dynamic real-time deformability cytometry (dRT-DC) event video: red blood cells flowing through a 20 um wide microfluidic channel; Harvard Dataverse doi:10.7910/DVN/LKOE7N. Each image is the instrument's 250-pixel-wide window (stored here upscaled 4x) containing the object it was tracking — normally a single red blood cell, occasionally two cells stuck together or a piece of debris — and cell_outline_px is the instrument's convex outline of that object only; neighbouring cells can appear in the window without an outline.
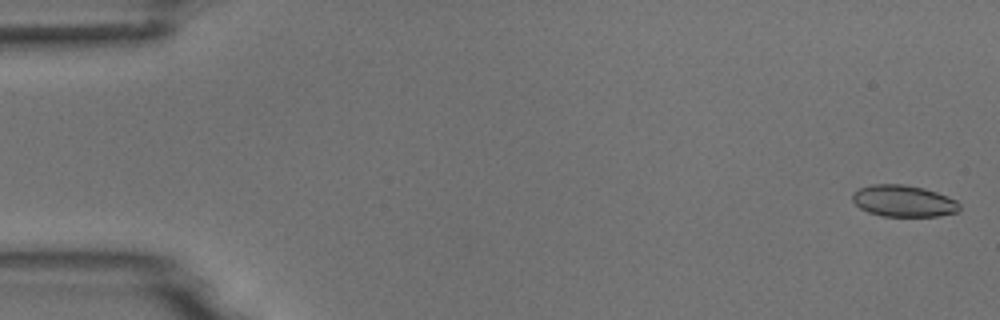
{"species": "common noctule bat (a hibernating species)", "species_latin": "Nyctalus noctula", "temperature_condition": "room temperature", "stored_images_in_passage": 5, "camera_frame_rate_fps": 3000, "um_per_image_px": 0.085, "animal": {"sex": "male", "body_mass_g": 18.8}, "frame": {"image": 1, "passage_image": 1, "time_ms": 0.0, "image_size_px": [1000, 320], "cell_outline_px": [[960, 208], [956, 212], [940, 216], [884, 216], [868, 212], [860, 208], [852, 200], [852, 192], [860, 188], [872, 184], [904, 184], [924, 188], [948, 196], [956, 200], [960, 204]], "centroid_in_image_um": [76.8, 17.08], "position_along_channel_um": 8.2, "area_um2": 19.77}}
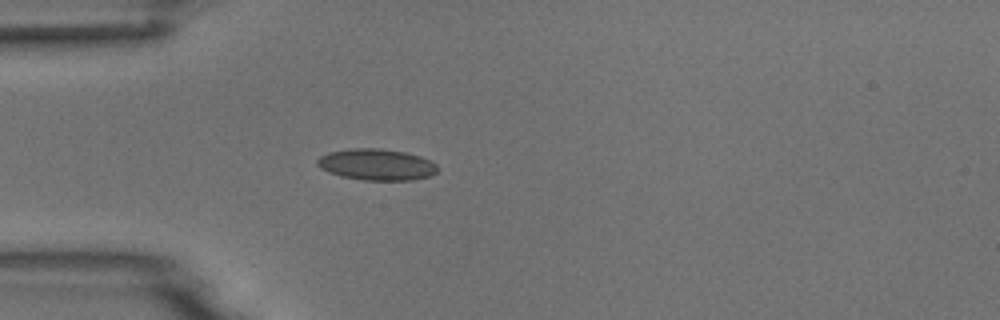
{"frame": {"image": 2, "passage_image": 5, "time_ms": 4.667, "image_size_px": [1000, 320], "cell_outline_px": [[440, 168], [432, 176], [412, 180], [364, 180], [340, 176], [328, 172], [320, 168], [316, 164], [316, 160], [320, 156], [328, 152], [352, 148], [380, 148], [404, 152], [420, 156], [436, 164]], "centroid_in_image_um": [32.0, 13.99], "position_along_channel_um": 53.0, "area_um2": 22.14}}